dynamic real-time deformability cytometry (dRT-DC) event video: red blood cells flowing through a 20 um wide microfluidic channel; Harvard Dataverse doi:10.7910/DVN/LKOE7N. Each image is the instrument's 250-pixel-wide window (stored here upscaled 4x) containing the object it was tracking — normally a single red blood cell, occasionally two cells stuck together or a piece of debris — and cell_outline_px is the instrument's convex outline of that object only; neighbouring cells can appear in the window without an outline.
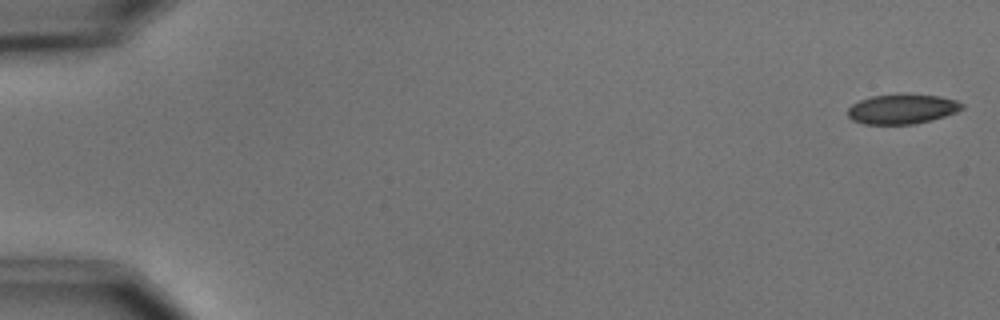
{"species": "common noctule bat (a hibernating species)", "species_latin": "Nyctalus noctula", "temperature_condition": "cold", "stored_images_in_passage": 5, "camera_frame_rate_fps": 3000, "um_per_image_px": 0.085, "animal": {"sex": "male", "body_mass_g": 15.6}, "frame": {"image": 1, "passage_image": 1, "time_ms": 0.0, "image_size_px": [1000, 320], "cell_outline_px": [[964, 108], [956, 112], [932, 120], [916, 124], [864, 124], [852, 120], [848, 116], [848, 108], [852, 104], [860, 100], [872, 96], [896, 92], [904, 92], [940, 96], [956, 100], [964, 104]], "centroid_in_image_um": [76.69, 9.23], "position_along_channel_um": 8.3, "area_um2": 20.4}}
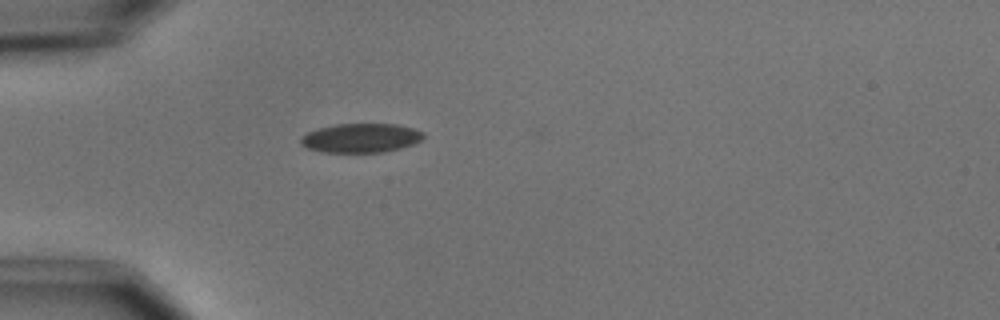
{"frame": {"image": 2, "passage_image": 5, "time_ms": 5.0, "image_size_px": [1000, 320], "cell_outline_px": [[424, 136], [420, 140], [412, 144], [400, 148], [384, 152], [320, 152], [308, 148], [300, 144], [300, 136], [308, 132], [320, 128], [336, 124], [396, 124], [412, 128], [424, 132]], "centroid_in_image_um": [30.65, 11.73], "position_along_channel_um": 54.4, "area_um2": 20.75}}